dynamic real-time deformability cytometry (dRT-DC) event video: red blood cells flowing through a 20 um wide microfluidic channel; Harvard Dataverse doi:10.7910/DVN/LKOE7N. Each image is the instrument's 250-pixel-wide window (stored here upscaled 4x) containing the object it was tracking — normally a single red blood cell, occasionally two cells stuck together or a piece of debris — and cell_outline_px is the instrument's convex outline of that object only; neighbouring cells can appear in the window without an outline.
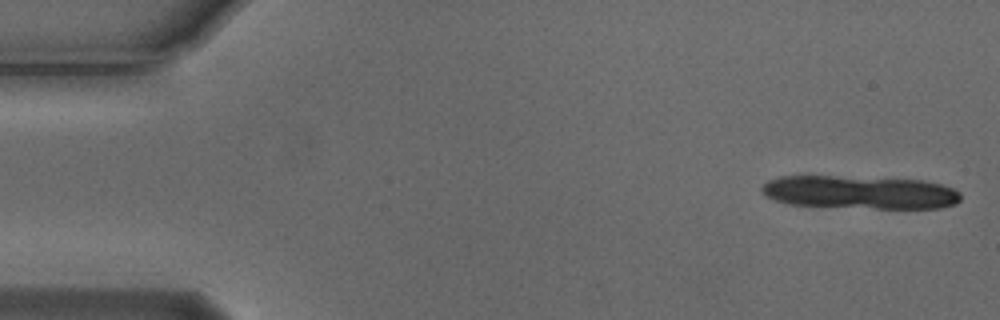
{"species": "Egyptian fruit bat (a non-hibernating species)", "species_latin": "Rousettus aegyptiacus", "temperature_condition": "cold", "stored_images_in_passage": 10, "camera_frame_rate_fps": 3000, "um_per_image_px": 0.085, "animal": {"sex": "male"}, "frame": {"image": 1, "passage_image": 2, "time_ms": 0.333, "image_size_px": [1000, 320], "cell_outline_px": [[960, 200], [956, 204], [940, 208], [876, 208], [788, 204], [764, 196], [760, 192], [760, 188], [768, 180], [780, 176], [832, 176], [924, 180], [940, 184], [952, 188], [960, 192]], "centroid_in_image_um": [73.07, 16.34], "position_along_channel_um": 11.9, "area_um2": 38.44}}